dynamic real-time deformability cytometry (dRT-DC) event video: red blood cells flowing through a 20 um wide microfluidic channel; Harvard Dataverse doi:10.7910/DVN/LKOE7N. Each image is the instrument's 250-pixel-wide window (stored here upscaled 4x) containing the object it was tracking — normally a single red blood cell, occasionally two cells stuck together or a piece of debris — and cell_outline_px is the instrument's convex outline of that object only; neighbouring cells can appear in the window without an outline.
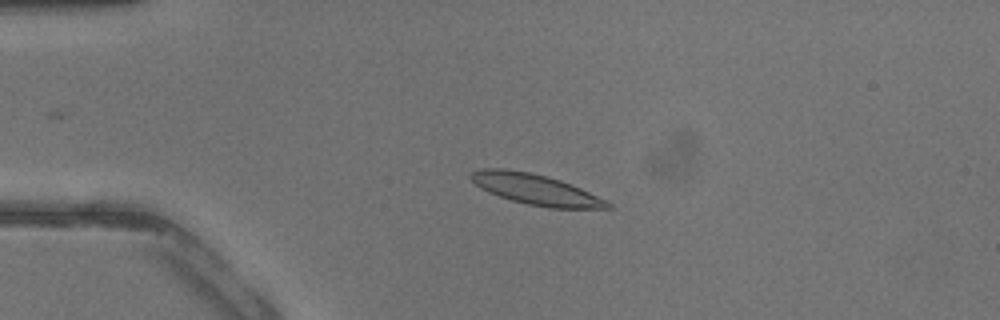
{"species": "common noctule bat (a hibernating species)", "species_latin": "Nyctalus noctula", "temperature_condition": "warm", "stored_images_in_passage": 35, "camera_frame_rate_fps": 3000, "um_per_image_px": 0.085, "animal": {"sex": "male", "body_mass_g": 13.3}, "frame": {"image": 1, "passage_image": 10, "time_ms": 3.0, "image_size_px": [1000, 320], "cell_outline_px": [[612, 208], [548, 208], [528, 204], [512, 200], [488, 192], [480, 188], [468, 176], [472, 172], [480, 168], [504, 168], [528, 172], [548, 176], [560, 180], [580, 188], [608, 200], [612, 204]], "centroid_in_image_um": [45.53, 16.09], "position_along_channel_um": 39.5, "area_um2": 24.33}}
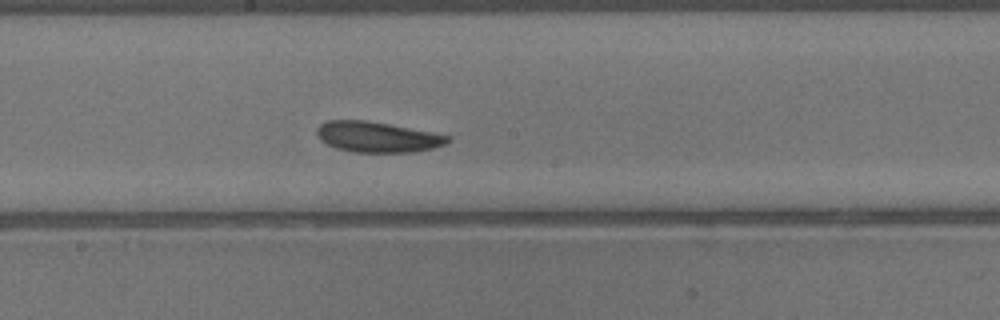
{"frame": {"image": 2, "passage_image": 23, "time_ms": 7.333, "image_size_px": [1000, 320], "cell_outline_px": [[452, 140], [444, 144], [432, 148], [412, 152], [356, 152], [336, 148], [320, 140], [316, 132], [316, 128], [324, 120], [368, 120], [432, 132], [452, 136]], "centroid_in_image_um": [32.06, 11.63], "position_along_channel_um": 216.1, "area_um2": 23.35}}
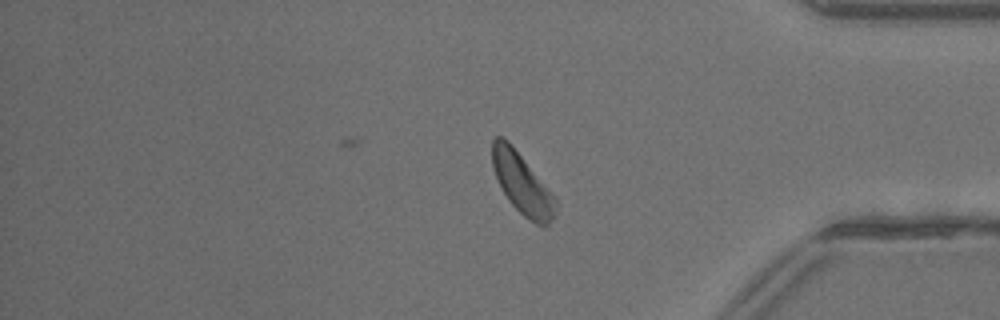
{"frame": {"image": 3, "passage_image": 35, "time_ms": 11.333, "image_size_px": [1000, 320], "cell_outline_px": [[556, 216], [544, 228], [528, 220], [508, 200], [492, 168], [492, 140], [496, 136], [504, 136], [508, 140], [556, 196]], "centroid_in_image_um": [44.41, 15.62], "position_along_channel_um": 390.8, "area_um2": 22.66}}